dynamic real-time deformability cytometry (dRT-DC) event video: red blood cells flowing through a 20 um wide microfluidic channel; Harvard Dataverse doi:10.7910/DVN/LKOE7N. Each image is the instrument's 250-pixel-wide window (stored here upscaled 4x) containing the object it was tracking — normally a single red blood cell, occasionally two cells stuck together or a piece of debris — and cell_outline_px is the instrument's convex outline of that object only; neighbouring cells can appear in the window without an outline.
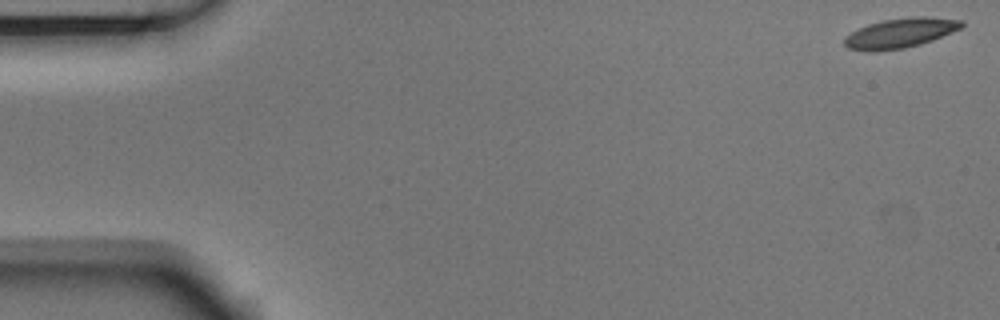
{"species": "Egyptian fruit bat (a non-hibernating species)", "species_latin": "Rousettus aegyptiacus", "temperature_condition": "room temperature", "stored_images_in_passage": 54, "camera_frame_rate_fps": 3000, "um_per_image_px": 0.085, "animal": {"sex": "male"}, "frame": {"image": 1, "passage_image": 1, "time_ms": 0.0, "image_size_px": [1000, 320], "cell_outline_px": [[964, 24], [960, 28], [932, 40], [920, 44], [904, 48], [872, 52], [848, 48], [844, 44], [844, 36], [868, 24], [884, 20], [912, 16], [920, 16], [964, 20]], "centroid_in_image_um": [76.5, 2.81], "position_along_channel_um": 8.5, "area_um2": 20.11}}
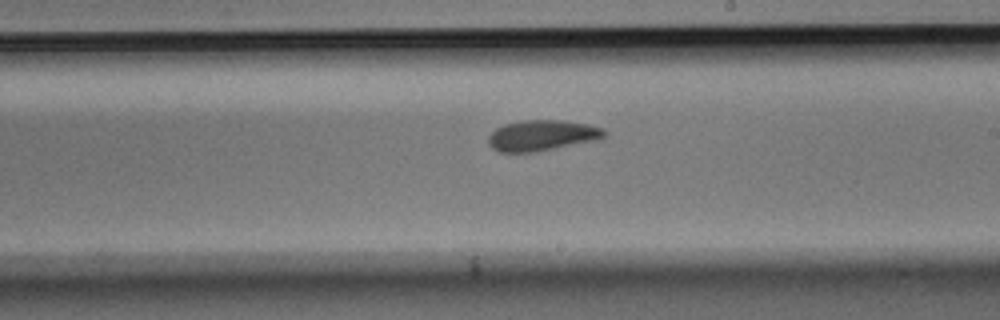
{"frame": {"image": 2, "passage_image": 31, "time_ms": 10.0, "image_size_px": [1000, 320], "cell_outline_px": [[608, 132], [600, 140], [536, 152], [500, 152], [492, 148], [488, 144], [488, 136], [496, 128], [504, 124], [520, 120], [564, 120], [588, 124], [604, 128]], "centroid_in_image_um": [46.11, 11.51], "position_along_channel_um": 242.9, "area_um2": 21.15}}
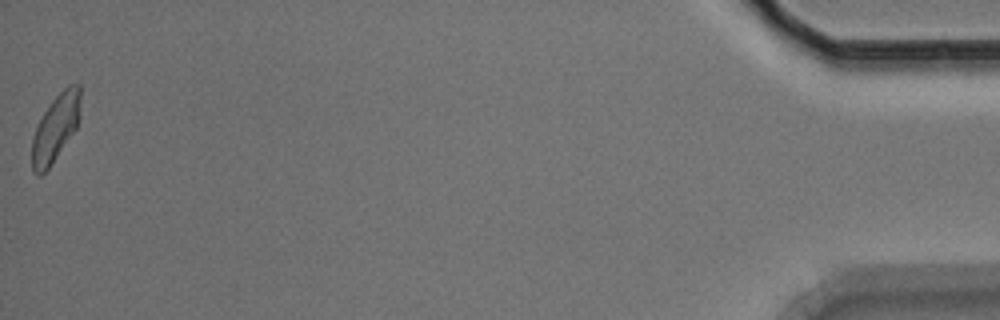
{"frame": {"image": 3, "passage_image": 54, "time_ms": 17.667, "image_size_px": [1000, 320], "cell_outline_px": [[80, 116], [76, 128], [48, 168], [40, 176], [36, 176], [32, 172], [32, 136], [44, 112], [52, 100], [68, 84], [80, 84]], "centroid_in_image_um": [4.72, 10.87], "position_along_channel_um": 430.5, "area_um2": 18.73}, "authors_computed_cell_mechanics": {"area_um2": 20.1433, "velocity_mm_per_s": 3.7064, "shape_relaxation_time_tau1_ms": 3.641, "shape_relaxation_time_tau2_ms": 2.424, "deformation_change_tau1": 0.1297, "deformation_change_tau2": 0.0837}}